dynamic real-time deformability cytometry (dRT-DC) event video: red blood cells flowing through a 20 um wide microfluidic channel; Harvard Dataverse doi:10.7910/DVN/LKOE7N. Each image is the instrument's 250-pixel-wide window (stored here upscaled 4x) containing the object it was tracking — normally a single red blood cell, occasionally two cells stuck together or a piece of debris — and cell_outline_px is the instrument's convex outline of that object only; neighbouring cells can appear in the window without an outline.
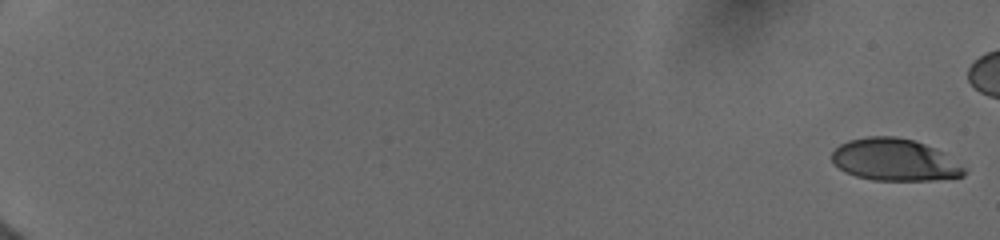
{"species": "human", "species_latin": "Homo sapiens", "temperature_condition": "cold", "stored_images_in_passage": 25, "camera_frame_rate_fps": 3000, "um_per_image_px": 0.085, "donor": {"sex": "female"}, "frame": {"image": 1, "passage_image": 1, "time_ms": 0.0, "image_size_px": [1000, 240], "cell_outline_px": [[968, 172], [964, 176], [932, 180], [872, 180], [856, 176], [844, 172], [832, 160], [832, 152], [840, 144], [848, 140], [868, 136], [896, 136], [912, 140], [924, 144], [940, 152], [968, 168]], "centroid_in_image_um": [76.04, 13.59], "position_along_channel_um": 9.0, "area_um2": 32.31}}
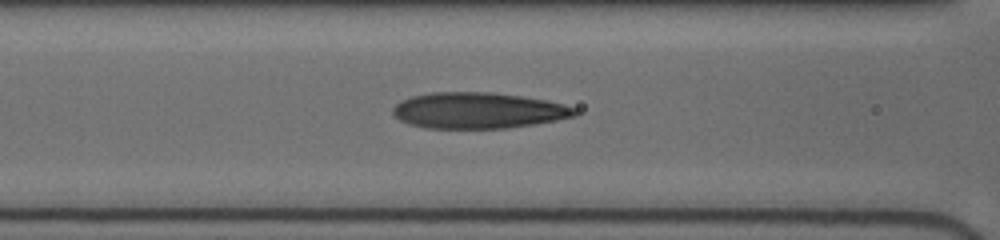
{"frame": {"image": 2, "passage_image": 23, "time_ms": 8.667, "image_size_px": [1000, 240], "cell_outline_px": [[576, 116], [536, 124], [508, 128], [424, 128], [408, 124], [400, 120], [392, 112], [392, 108], [396, 104], [412, 96], [432, 92], [492, 92], [548, 100], [576, 108]], "centroid_in_image_um": [40.65, 9.39], "position_along_channel_um": 126.0, "area_um2": 38.21}}
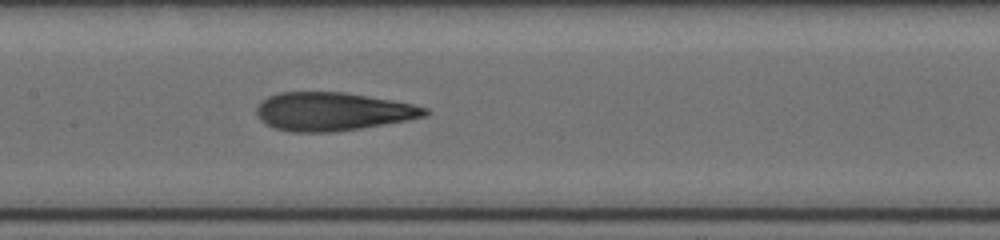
{"frame": {"image": 3, "passage_image": 25, "time_ms": 10.0, "image_size_px": [1000, 240], "cell_outline_px": [[428, 112], [424, 116], [408, 120], [360, 128], [332, 132], [292, 132], [276, 128], [260, 120], [256, 112], [256, 108], [268, 96], [280, 92], [344, 92], [392, 100], [412, 104], [428, 108]], "centroid_in_image_um": [28.27, 9.48], "position_along_channel_um": 179.1, "area_um2": 37.28}}